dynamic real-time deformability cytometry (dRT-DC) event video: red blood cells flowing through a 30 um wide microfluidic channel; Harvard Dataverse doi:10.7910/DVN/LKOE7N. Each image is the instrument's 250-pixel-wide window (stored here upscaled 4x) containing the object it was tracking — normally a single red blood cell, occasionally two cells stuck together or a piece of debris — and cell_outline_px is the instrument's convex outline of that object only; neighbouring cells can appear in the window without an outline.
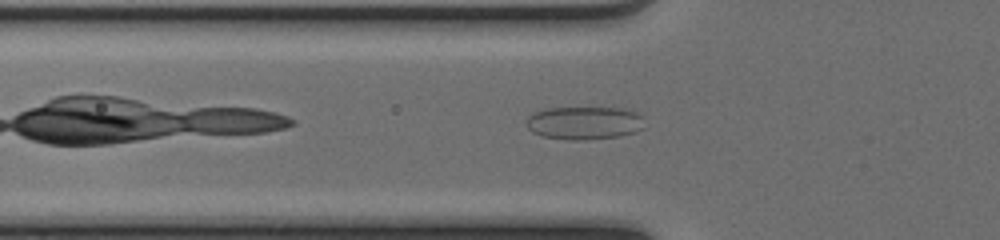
{"species": "common noctule bat (a hibernating species)", "species_latin": "Nyctalus noctula", "temperature_condition": "cold", "stored_images_in_passage": 38, "camera_frame_rate_fps": 3000, "um_per_image_px": 0.085, "animal": {"sex": "female", "body_mass_g": 17.0, "forearm_length_mm": 48.0}, "frame": {"image": 1, "passage_image": 4, "time_ms": 1.0, "image_size_px": [1000, 240], "cell_outline_px": [[644, 128], [636, 132], [620, 136], [588, 140], [568, 140], [540, 136], [532, 132], [528, 128], [524, 120], [532, 112], [544, 108], [624, 108], [636, 112], [640, 116]], "centroid_in_image_um": [49.61, 10.46], "position_along_channel_um": 76.2, "area_um2": 23.12}}
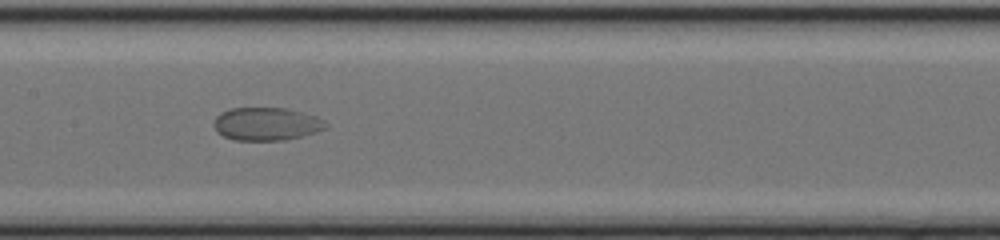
{"frame": {"image": 2, "passage_image": 12, "time_ms": 3.667, "image_size_px": [1000, 240], "cell_outline_px": [[328, 128], [300, 136], [284, 140], [232, 140], [216, 132], [216, 116], [220, 112], [232, 108], [288, 108], [316, 116], [324, 120], [328, 124]], "centroid_in_image_um": [22.67, 10.53], "position_along_channel_um": 184.7, "area_um2": 21.44}}
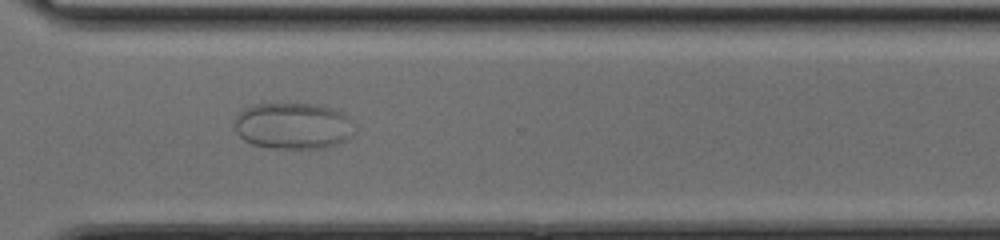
{"frame": {"image": 3, "passage_image": 24, "time_ms": 7.667, "image_size_px": [1000, 240], "cell_outline_px": [[352, 136], [336, 144], [324, 148], [272, 148], [252, 144], [244, 140], [236, 132], [236, 116], [244, 108], [252, 104], [308, 104], [332, 108], [344, 112], [348, 116]], "centroid_in_image_um": [24.87, 10.7], "position_along_channel_um": 345.7, "area_um2": 32.08}}